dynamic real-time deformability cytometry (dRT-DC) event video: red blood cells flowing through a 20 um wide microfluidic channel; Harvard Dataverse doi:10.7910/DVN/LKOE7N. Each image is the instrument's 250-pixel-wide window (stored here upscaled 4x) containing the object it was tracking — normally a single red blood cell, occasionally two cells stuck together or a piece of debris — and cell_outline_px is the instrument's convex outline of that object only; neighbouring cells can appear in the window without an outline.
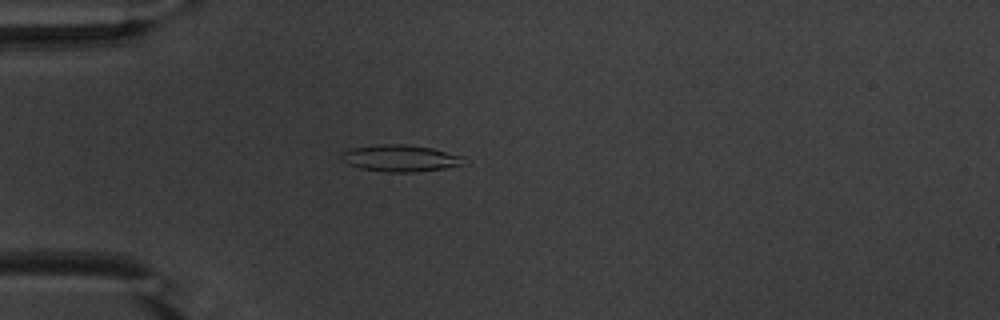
{"species": "common noctule bat (a hibernating species)", "species_latin": "Nyctalus noctula", "temperature_condition": "warm", "stored_images_in_passage": 45, "camera_frame_rate_fps": 3000, "um_per_image_px": 0.085, "animal": {"sex": "male", "body_mass_g": 20.1, "forearm_length_mm": 53.5}, "frame": {"image": 1, "passage_image": 7, "time_ms": 2.0, "image_size_px": [1000, 320], "cell_outline_px": [[468, 164], [444, 168], [416, 172], [384, 172], [360, 168], [348, 164], [340, 160], [340, 152], [352, 148], [376, 144], [404, 144], [432, 148], [464, 156]], "centroid_in_image_um": [34.03, 13.45], "position_along_channel_um": 51.0, "area_um2": 19.42}}
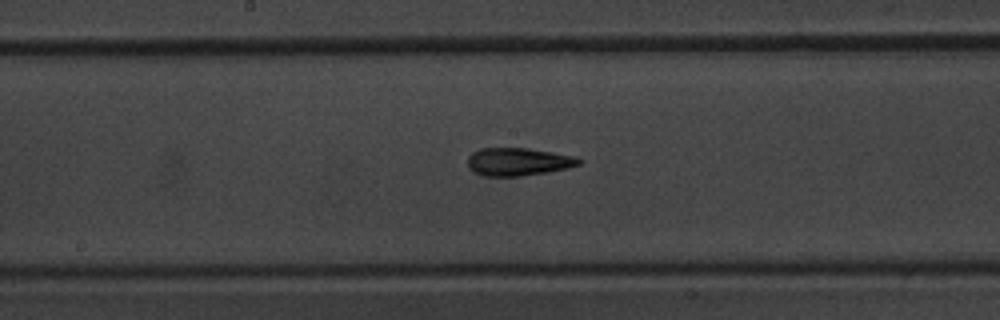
{"frame": {"image": 2, "passage_image": 20, "time_ms": 6.333, "image_size_px": [1000, 320], "cell_outline_px": [[584, 160], [580, 164], [568, 168], [548, 172], [520, 176], [484, 176], [472, 172], [468, 168], [468, 156], [472, 152], [480, 148], [528, 148], [576, 156]], "centroid_in_image_um": [44.05, 13.75], "position_along_channel_um": 204.2, "area_um2": 18.32}}
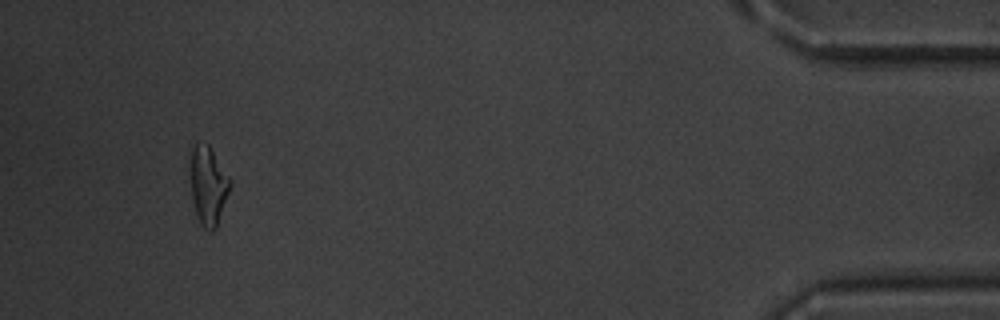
{"frame": {"image": 3, "passage_image": 42, "time_ms": 13.667, "image_size_px": [1000, 320], "cell_outline_px": [[232, 184], [216, 228], [212, 232], [204, 228], [200, 224], [192, 200], [192, 148], [196, 140], [208, 144], [232, 180]], "centroid_in_image_um": [17.73, 15.77], "position_along_channel_um": 417.5, "area_um2": 17.98}, "authors_computed_cell_mechanics": {"area_um2": 18.0914, "velocity_mm_per_s": 3.8178, "shape_relaxation_time_tau1_ms": 5.2631, "shape_relaxation_time_tau2_ms": 3.1783, "deformation_change_tau1": 0.2126, "deformation_change_tau2": 0.1189}}